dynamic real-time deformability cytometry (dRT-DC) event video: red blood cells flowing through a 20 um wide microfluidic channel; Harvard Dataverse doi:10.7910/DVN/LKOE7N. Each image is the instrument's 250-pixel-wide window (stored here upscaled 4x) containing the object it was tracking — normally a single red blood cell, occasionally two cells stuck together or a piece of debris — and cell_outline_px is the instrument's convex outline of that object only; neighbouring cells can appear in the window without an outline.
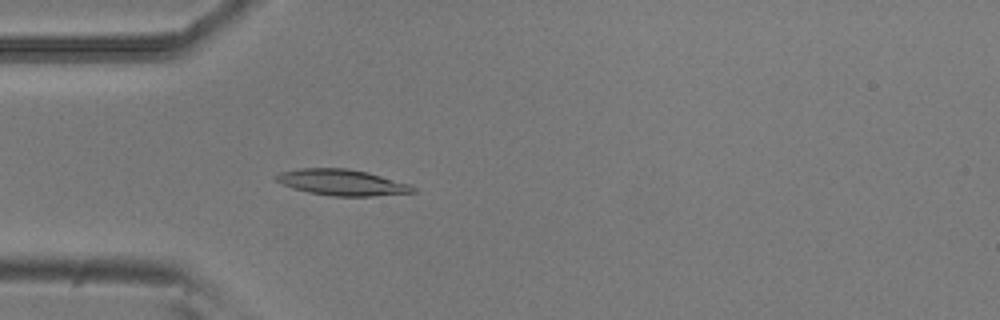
{"species": "common noctule bat (a hibernating species)", "species_latin": "Nyctalus noctula", "temperature_condition": "room temperature", "stored_images_in_passage": 16, "camera_frame_rate_fps": 3000, "um_per_image_px": 0.085, "animal": {"sex": "male", "body_mass_g": 20.5, "forearm_length_mm": 52.5}, "frame": {"image": 1, "passage_image": 6, "time_ms": 1.667, "image_size_px": [1000, 320], "cell_outline_px": [[416, 192], [372, 196], [332, 196], [308, 192], [292, 188], [276, 180], [276, 176], [280, 172], [300, 168], [348, 168], [368, 172], [408, 184], [416, 188]], "centroid_in_image_um": [29.07, 15.5], "position_along_channel_um": 55.9, "area_um2": 20.58}}
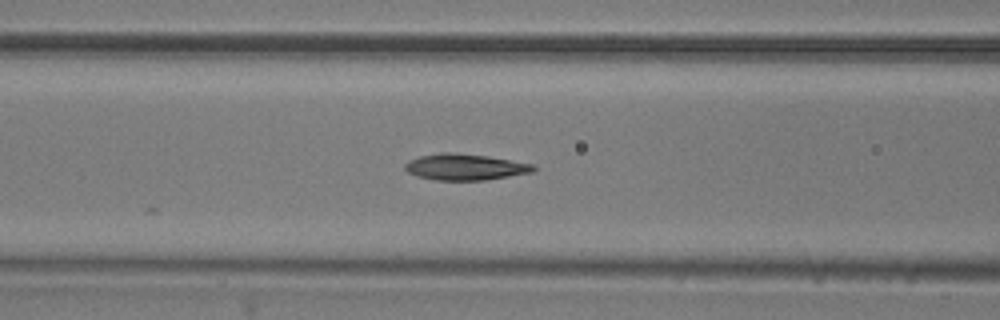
{"frame": {"image": 2, "passage_image": 12, "time_ms": 3.667, "image_size_px": [1000, 320], "cell_outline_px": [[536, 168], [532, 172], [484, 180], [436, 180], [416, 176], [408, 172], [404, 168], [404, 164], [408, 160], [420, 156], [440, 152], [452, 152], [488, 156], [536, 164]], "centroid_in_image_um": [39.52, 14.18], "position_along_channel_um": 127.1, "area_um2": 19.71}}
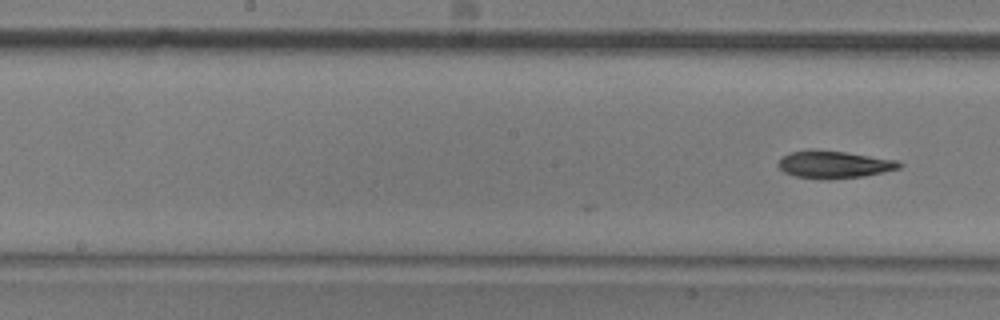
{"frame": {"image": 3, "passage_image": 16, "time_ms": 5.0, "image_size_px": [1000, 320], "cell_outline_px": [[904, 164], [900, 168], [864, 176], [824, 180], [796, 176], [784, 172], [776, 164], [784, 156], [792, 152], [812, 148], [844, 152], [896, 160]], "centroid_in_image_um": [70.87, 13.98], "position_along_channel_um": 177.3, "area_um2": 19.31}}